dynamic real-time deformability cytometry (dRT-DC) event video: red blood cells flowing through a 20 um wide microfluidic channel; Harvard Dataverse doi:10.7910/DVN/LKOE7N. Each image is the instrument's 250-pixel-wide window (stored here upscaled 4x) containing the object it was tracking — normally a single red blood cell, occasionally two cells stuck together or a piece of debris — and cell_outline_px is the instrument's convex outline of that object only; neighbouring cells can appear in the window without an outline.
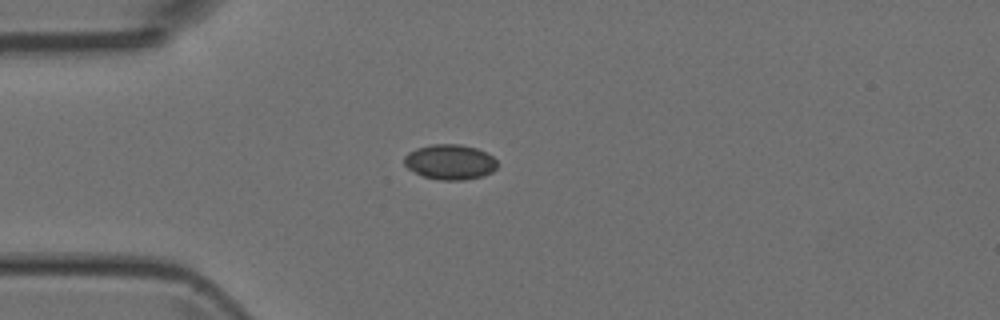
{"species": "Egyptian fruit bat (a non-hibernating species)", "species_latin": "Rousettus aegyptiacus", "temperature_condition": "room temperature", "stored_images_in_passage": 3, "camera_frame_rate_fps": 3000, "um_per_image_px": 0.085, "animal": {"sex": "female"}, "frame": {"image": 1, "passage_image": 3, "time_ms": 3.333, "image_size_px": [1000, 320], "cell_outline_px": [[496, 168], [492, 172], [484, 176], [464, 180], [440, 180], [424, 176], [408, 168], [404, 164], [404, 156], [408, 152], [416, 148], [432, 144], [460, 144], [476, 148], [492, 156], [496, 160]], "centroid_in_image_um": [38.24, 13.77], "position_along_channel_um": 46.8, "area_um2": 19.02}}